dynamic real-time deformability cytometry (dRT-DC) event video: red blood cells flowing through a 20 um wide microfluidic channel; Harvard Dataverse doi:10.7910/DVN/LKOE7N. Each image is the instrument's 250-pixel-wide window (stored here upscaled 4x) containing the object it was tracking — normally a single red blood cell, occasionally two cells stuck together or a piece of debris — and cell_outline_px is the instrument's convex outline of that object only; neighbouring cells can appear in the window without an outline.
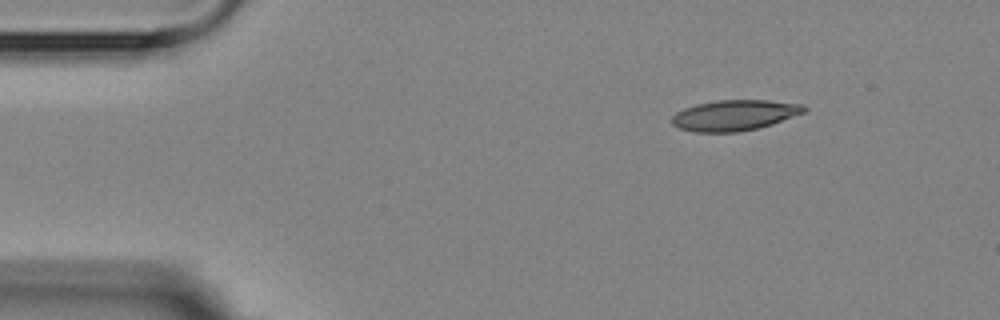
{"species": "Egyptian fruit bat (a non-hibernating species)", "species_latin": "Rousettus aegyptiacus", "temperature_condition": "room temperature", "stored_images_in_passage": 5, "segment_of_instrument_passage": [2, 2], "camera_frame_rate_fps": 3000, "um_per_image_px": 0.085, "animal": {"sex": "female"}, "frame": {"image": 1, "passage_image": 5, "time_ms": 5.333, "image_size_px": [1000, 320], "cell_outline_px": [[808, 108], [804, 112], [772, 124], [756, 128], [736, 132], [696, 132], [680, 128], [672, 124], [672, 116], [676, 112], [684, 108], [696, 104], [716, 100], [768, 100], [804, 104]], "centroid_in_image_um": [62.43, 9.78], "position_along_channel_um": 22.6, "area_um2": 23.52}}